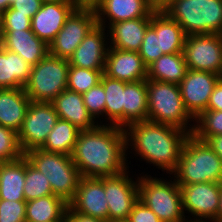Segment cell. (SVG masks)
<instances>
[{
  "mask_svg": "<svg viewBox=\"0 0 222 222\" xmlns=\"http://www.w3.org/2000/svg\"><path fill=\"white\" fill-rule=\"evenodd\" d=\"M126 150L125 130L100 122L94 129L79 132L71 156L81 177L100 178L129 170Z\"/></svg>",
  "mask_w": 222,
  "mask_h": 222,
  "instance_id": "6da1fadb",
  "label": "cell"
},
{
  "mask_svg": "<svg viewBox=\"0 0 222 222\" xmlns=\"http://www.w3.org/2000/svg\"><path fill=\"white\" fill-rule=\"evenodd\" d=\"M124 130L126 149L133 147L140 159L170 175L177 169L184 144L190 136L187 131L148 120L130 124Z\"/></svg>",
  "mask_w": 222,
  "mask_h": 222,
  "instance_id": "7a4b0ae2",
  "label": "cell"
},
{
  "mask_svg": "<svg viewBox=\"0 0 222 222\" xmlns=\"http://www.w3.org/2000/svg\"><path fill=\"white\" fill-rule=\"evenodd\" d=\"M173 174L179 186L201 182L222 183V159L205 141L190 134Z\"/></svg>",
  "mask_w": 222,
  "mask_h": 222,
  "instance_id": "3957f363",
  "label": "cell"
},
{
  "mask_svg": "<svg viewBox=\"0 0 222 222\" xmlns=\"http://www.w3.org/2000/svg\"><path fill=\"white\" fill-rule=\"evenodd\" d=\"M147 120L193 133L195 121L186 110L179 84L147 79ZM192 126V127H190Z\"/></svg>",
  "mask_w": 222,
  "mask_h": 222,
  "instance_id": "277c9868",
  "label": "cell"
},
{
  "mask_svg": "<svg viewBox=\"0 0 222 222\" xmlns=\"http://www.w3.org/2000/svg\"><path fill=\"white\" fill-rule=\"evenodd\" d=\"M164 11L185 34H222V0H174Z\"/></svg>",
  "mask_w": 222,
  "mask_h": 222,
  "instance_id": "5b68a950",
  "label": "cell"
},
{
  "mask_svg": "<svg viewBox=\"0 0 222 222\" xmlns=\"http://www.w3.org/2000/svg\"><path fill=\"white\" fill-rule=\"evenodd\" d=\"M27 160L47 177L52 192L69 203L78 187L81 175L72 156L34 148L24 153Z\"/></svg>",
  "mask_w": 222,
  "mask_h": 222,
  "instance_id": "8992f818",
  "label": "cell"
},
{
  "mask_svg": "<svg viewBox=\"0 0 222 222\" xmlns=\"http://www.w3.org/2000/svg\"><path fill=\"white\" fill-rule=\"evenodd\" d=\"M139 200L151 209L162 222H186L182 196L176 180L144 175L139 177Z\"/></svg>",
  "mask_w": 222,
  "mask_h": 222,
  "instance_id": "52a82bcc",
  "label": "cell"
},
{
  "mask_svg": "<svg viewBox=\"0 0 222 222\" xmlns=\"http://www.w3.org/2000/svg\"><path fill=\"white\" fill-rule=\"evenodd\" d=\"M68 59L55 57L49 53L31 68L30 78L24 86L32 102L51 103L67 89L69 70Z\"/></svg>",
  "mask_w": 222,
  "mask_h": 222,
  "instance_id": "ba28073f",
  "label": "cell"
},
{
  "mask_svg": "<svg viewBox=\"0 0 222 222\" xmlns=\"http://www.w3.org/2000/svg\"><path fill=\"white\" fill-rule=\"evenodd\" d=\"M187 68L222 76V34H194L185 39Z\"/></svg>",
  "mask_w": 222,
  "mask_h": 222,
  "instance_id": "9c48e42d",
  "label": "cell"
},
{
  "mask_svg": "<svg viewBox=\"0 0 222 222\" xmlns=\"http://www.w3.org/2000/svg\"><path fill=\"white\" fill-rule=\"evenodd\" d=\"M58 120L59 116L52 103L31 101L17 133L22 152L40 148Z\"/></svg>",
  "mask_w": 222,
  "mask_h": 222,
  "instance_id": "30bf717a",
  "label": "cell"
},
{
  "mask_svg": "<svg viewBox=\"0 0 222 222\" xmlns=\"http://www.w3.org/2000/svg\"><path fill=\"white\" fill-rule=\"evenodd\" d=\"M129 171L104 177V190L108 203V222L126 221L139 200V176L136 181Z\"/></svg>",
  "mask_w": 222,
  "mask_h": 222,
  "instance_id": "8fae6325",
  "label": "cell"
},
{
  "mask_svg": "<svg viewBox=\"0 0 222 222\" xmlns=\"http://www.w3.org/2000/svg\"><path fill=\"white\" fill-rule=\"evenodd\" d=\"M97 25L95 11L74 10L66 19L64 26L49 44V54L69 59L76 48Z\"/></svg>",
  "mask_w": 222,
  "mask_h": 222,
  "instance_id": "7c38bea8",
  "label": "cell"
},
{
  "mask_svg": "<svg viewBox=\"0 0 222 222\" xmlns=\"http://www.w3.org/2000/svg\"><path fill=\"white\" fill-rule=\"evenodd\" d=\"M183 211L195 217L189 221L214 222L219 208L222 183L201 182L179 186Z\"/></svg>",
  "mask_w": 222,
  "mask_h": 222,
  "instance_id": "4fadbf2b",
  "label": "cell"
},
{
  "mask_svg": "<svg viewBox=\"0 0 222 222\" xmlns=\"http://www.w3.org/2000/svg\"><path fill=\"white\" fill-rule=\"evenodd\" d=\"M221 78L211 72L187 70L179 88L184 106L194 120L206 111L210 95Z\"/></svg>",
  "mask_w": 222,
  "mask_h": 222,
  "instance_id": "5bb4252c",
  "label": "cell"
},
{
  "mask_svg": "<svg viewBox=\"0 0 222 222\" xmlns=\"http://www.w3.org/2000/svg\"><path fill=\"white\" fill-rule=\"evenodd\" d=\"M68 205L75 212L108 222L104 177H81L75 195Z\"/></svg>",
  "mask_w": 222,
  "mask_h": 222,
  "instance_id": "9a60e30c",
  "label": "cell"
},
{
  "mask_svg": "<svg viewBox=\"0 0 222 222\" xmlns=\"http://www.w3.org/2000/svg\"><path fill=\"white\" fill-rule=\"evenodd\" d=\"M105 30V27L96 25L69 57V65L90 70H104L109 48L107 46L109 34L107 35Z\"/></svg>",
  "mask_w": 222,
  "mask_h": 222,
  "instance_id": "2e32d148",
  "label": "cell"
},
{
  "mask_svg": "<svg viewBox=\"0 0 222 222\" xmlns=\"http://www.w3.org/2000/svg\"><path fill=\"white\" fill-rule=\"evenodd\" d=\"M74 10L71 1L43 3L31 19V30L49 46Z\"/></svg>",
  "mask_w": 222,
  "mask_h": 222,
  "instance_id": "e0dca14e",
  "label": "cell"
},
{
  "mask_svg": "<svg viewBox=\"0 0 222 222\" xmlns=\"http://www.w3.org/2000/svg\"><path fill=\"white\" fill-rule=\"evenodd\" d=\"M104 75L125 82L147 80V66L136 51L108 48Z\"/></svg>",
  "mask_w": 222,
  "mask_h": 222,
  "instance_id": "ac0fdd59",
  "label": "cell"
},
{
  "mask_svg": "<svg viewBox=\"0 0 222 222\" xmlns=\"http://www.w3.org/2000/svg\"><path fill=\"white\" fill-rule=\"evenodd\" d=\"M153 10L150 0H104L95 13L97 25L107 28L120 21L147 17Z\"/></svg>",
  "mask_w": 222,
  "mask_h": 222,
  "instance_id": "d6986e66",
  "label": "cell"
},
{
  "mask_svg": "<svg viewBox=\"0 0 222 222\" xmlns=\"http://www.w3.org/2000/svg\"><path fill=\"white\" fill-rule=\"evenodd\" d=\"M155 11L153 10L144 18H135L111 24L108 27L110 30H107V34H110L108 39L111 40L108 46L115 49L138 52L146 29L151 23V16Z\"/></svg>",
  "mask_w": 222,
  "mask_h": 222,
  "instance_id": "ffe728a7",
  "label": "cell"
},
{
  "mask_svg": "<svg viewBox=\"0 0 222 222\" xmlns=\"http://www.w3.org/2000/svg\"><path fill=\"white\" fill-rule=\"evenodd\" d=\"M51 103L59 119L69 121L80 131L91 130L98 125L88 113L81 93L65 89Z\"/></svg>",
  "mask_w": 222,
  "mask_h": 222,
  "instance_id": "44dd1931",
  "label": "cell"
},
{
  "mask_svg": "<svg viewBox=\"0 0 222 222\" xmlns=\"http://www.w3.org/2000/svg\"><path fill=\"white\" fill-rule=\"evenodd\" d=\"M3 32L4 48L17 53L32 66L49 53V46L39 39L31 29Z\"/></svg>",
  "mask_w": 222,
  "mask_h": 222,
  "instance_id": "7402d4cb",
  "label": "cell"
},
{
  "mask_svg": "<svg viewBox=\"0 0 222 222\" xmlns=\"http://www.w3.org/2000/svg\"><path fill=\"white\" fill-rule=\"evenodd\" d=\"M30 102L24 88L0 89V125L18 133Z\"/></svg>",
  "mask_w": 222,
  "mask_h": 222,
  "instance_id": "603a6c76",
  "label": "cell"
},
{
  "mask_svg": "<svg viewBox=\"0 0 222 222\" xmlns=\"http://www.w3.org/2000/svg\"><path fill=\"white\" fill-rule=\"evenodd\" d=\"M150 26L159 36L160 50L163 54L183 52L187 35L182 27L164 11L156 10L152 14Z\"/></svg>",
  "mask_w": 222,
  "mask_h": 222,
  "instance_id": "cb8c5ba5",
  "label": "cell"
},
{
  "mask_svg": "<svg viewBox=\"0 0 222 222\" xmlns=\"http://www.w3.org/2000/svg\"><path fill=\"white\" fill-rule=\"evenodd\" d=\"M32 65L17 53L5 48L0 51V89L24 88Z\"/></svg>",
  "mask_w": 222,
  "mask_h": 222,
  "instance_id": "d4e9b609",
  "label": "cell"
},
{
  "mask_svg": "<svg viewBox=\"0 0 222 222\" xmlns=\"http://www.w3.org/2000/svg\"><path fill=\"white\" fill-rule=\"evenodd\" d=\"M25 156L9 162H0V199L25 201Z\"/></svg>",
  "mask_w": 222,
  "mask_h": 222,
  "instance_id": "484cf974",
  "label": "cell"
},
{
  "mask_svg": "<svg viewBox=\"0 0 222 222\" xmlns=\"http://www.w3.org/2000/svg\"><path fill=\"white\" fill-rule=\"evenodd\" d=\"M147 80L128 82L124 88L123 129L147 120Z\"/></svg>",
  "mask_w": 222,
  "mask_h": 222,
  "instance_id": "4316f807",
  "label": "cell"
},
{
  "mask_svg": "<svg viewBox=\"0 0 222 222\" xmlns=\"http://www.w3.org/2000/svg\"><path fill=\"white\" fill-rule=\"evenodd\" d=\"M68 203L55 195L26 202V222H59L67 216Z\"/></svg>",
  "mask_w": 222,
  "mask_h": 222,
  "instance_id": "83f0119b",
  "label": "cell"
},
{
  "mask_svg": "<svg viewBox=\"0 0 222 222\" xmlns=\"http://www.w3.org/2000/svg\"><path fill=\"white\" fill-rule=\"evenodd\" d=\"M187 70L183 52L164 54L147 67V79L180 84Z\"/></svg>",
  "mask_w": 222,
  "mask_h": 222,
  "instance_id": "f1b7e54d",
  "label": "cell"
},
{
  "mask_svg": "<svg viewBox=\"0 0 222 222\" xmlns=\"http://www.w3.org/2000/svg\"><path fill=\"white\" fill-rule=\"evenodd\" d=\"M104 87L106 121H110L111 126H117L123 129V105H124V88L128 82L112 79L102 75L100 81Z\"/></svg>",
  "mask_w": 222,
  "mask_h": 222,
  "instance_id": "f546056e",
  "label": "cell"
},
{
  "mask_svg": "<svg viewBox=\"0 0 222 222\" xmlns=\"http://www.w3.org/2000/svg\"><path fill=\"white\" fill-rule=\"evenodd\" d=\"M79 132L80 130L69 121L59 119L40 149L46 152L71 156Z\"/></svg>",
  "mask_w": 222,
  "mask_h": 222,
  "instance_id": "4dcf8cb0",
  "label": "cell"
},
{
  "mask_svg": "<svg viewBox=\"0 0 222 222\" xmlns=\"http://www.w3.org/2000/svg\"><path fill=\"white\" fill-rule=\"evenodd\" d=\"M25 201L38 199L40 197L54 195L51 185L37 168H35L25 157V184H24Z\"/></svg>",
  "mask_w": 222,
  "mask_h": 222,
  "instance_id": "1f68e13d",
  "label": "cell"
},
{
  "mask_svg": "<svg viewBox=\"0 0 222 222\" xmlns=\"http://www.w3.org/2000/svg\"><path fill=\"white\" fill-rule=\"evenodd\" d=\"M103 72L104 70H90L70 65L67 89L83 94L101 81Z\"/></svg>",
  "mask_w": 222,
  "mask_h": 222,
  "instance_id": "d6a6232c",
  "label": "cell"
},
{
  "mask_svg": "<svg viewBox=\"0 0 222 222\" xmlns=\"http://www.w3.org/2000/svg\"><path fill=\"white\" fill-rule=\"evenodd\" d=\"M193 135L205 141L210 136L222 135V111L206 110L195 119Z\"/></svg>",
  "mask_w": 222,
  "mask_h": 222,
  "instance_id": "836d02e7",
  "label": "cell"
},
{
  "mask_svg": "<svg viewBox=\"0 0 222 222\" xmlns=\"http://www.w3.org/2000/svg\"><path fill=\"white\" fill-rule=\"evenodd\" d=\"M23 155L18 142V134L0 125V162L17 160Z\"/></svg>",
  "mask_w": 222,
  "mask_h": 222,
  "instance_id": "e575fe53",
  "label": "cell"
},
{
  "mask_svg": "<svg viewBox=\"0 0 222 222\" xmlns=\"http://www.w3.org/2000/svg\"><path fill=\"white\" fill-rule=\"evenodd\" d=\"M138 53L147 67L160 56L164 55L162 50H160L159 36L156 35V31L150 25L146 29Z\"/></svg>",
  "mask_w": 222,
  "mask_h": 222,
  "instance_id": "d590c367",
  "label": "cell"
},
{
  "mask_svg": "<svg viewBox=\"0 0 222 222\" xmlns=\"http://www.w3.org/2000/svg\"><path fill=\"white\" fill-rule=\"evenodd\" d=\"M84 105L88 113L94 120L104 115L105 110V92L101 82L83 93ZM100 114V115H99Z\"/></svg>",
  "mask_w": 222,
  "mask_h": 222,
  "instance_id": "8d00e7d4",
  "label": "cell"
},
{
  "mask_svg": "<svg viewBox=\"0 0 222 222\" xmlns=\"http://www.w3.org/2000/svg\"><path fill=\"white\" fill-rule=\"evenodd\" d=\"M26 201L0 199V222H26Z\"/></svg>",
  "mask_w": 222,
  "mask_h": 222,
  "instance_id": "74e56055",
  "label": "cell"
},
{
  "mask_svg": "<svg viewBox=\"0 0 222 222\" xmlns=\"http://www.w3.org/2000/svg\"><path fill=\"white\" fill-rule=\"evenodd\" d=\"M0 24L3 31H19L30 30L31 19L22 13H17V10L8 8L0 16Z\"/></svg>",
  "mask_w": 222,
  "mask_h": 222,
  "instance_id": "f35d334b",
  "label": "cell"
},
{
  "mask_svg": "<svg viewBox=\"0 0 222 222\" xmlns=\"http://www.w3.org/2000/svg\"><path fill=\"white\" fill-rule=\"evenodd\" d=\"M127 222H162L158 216L140 200L134 205Z\"/></svg>",
  "mask_w": 222,
  "mask_h": 222,
  "instance_id": "ab89813d",
  "label": "cell"
},
{
  "mask_svg": "<svg viewBox=\"0 0 222 222\" xmlns=\"http://www.w3.org/2000/svg\"><path fill=\"white\" fill-rule=\"evenodd\" d=\"M43 2L41 0H15L10 8L17 10V13L27 15L30 19L39 11Z\"/></svg>",
  "mask_w": 222,
  "mask_h": 222,
  "instance_id": "60d3db41",
  "label": "cell"
},
{
  "mask_svg": "<svg viewBox=\"0 0 222 222\" xmlns=\"http://www.w3.org/2000/svg\"><path fill=\"white\" fill-rule=\"evenodd\" d=\"M206 110L222 111V78L215 85Z\"/></svg>",
  "mask_w": 222,
  "mask_h": 222,
  "instance_id": "b9f144b4",
  "label": "cell"
},
{
  "mask_svg": "<svg viewBox=\"0 0 222 222\" xmlns=\"http://www.w3.org/2000/svg\"><path fill=\"white\" fill-rule=\"evenodd\" d=\"M104 0H71L75 10L97 11Z\"/></svg>",
  "mask_w": 222,
  "mask_h": 222,
  "instance_id": "7bdbcfd3",
  "label": "cell"
},
{
  "mask_svg": "<svg viewBox=\"0 0 222 222\" xmlns=\"http://www.w3.org/2000/svg\"><path fill=\"white\" fill-rule=\"evenodd\" d=\"M66 219H67V222H104L101 219H98L89 215H85L79 212H75L69 206L67 210Z\"/></svg>",
  "mask_w": 222,
  "mask_h": 222,
  "instance_id": "ee69618b",
  "label": "cell"
},
{
  "mask_svg": "<svg viewBox=\"0 0 222 222\" xmlns=\"http://www.w3.org/2000/svg\"><path fill=\"white\" fill-rule=\"evenodd\" d=\"M205 142L222 159V135L210 136Z\"/></svg>",
  "mask_w": 222,
  "mask_h": 222,
  "instance_id": "f6af8a7d",
  "label": "cell"
},
{
  "mask_svg": "<svg viewBox=\"0 0 222 222\" xmlns=\"http://www.w3.org/2000/svg\"><path fill=\"white\" fill-rule=\"evenodd\" d=\"M172 1L174 0H150L154 10H163Z\"/></svg>",
  "mask_w": 222,
  "mask_h": 222,
  "instance_id": "bcb514c9",
  "label": "cell"
},
{
  "mask_svg": "<svg viewBox=\"0 0 222 222\" xmlns=\"http://www.w3.org/2000/svg\"><path fill=\"white\" fill-rule=\"evenodd\" d=\"M214 222H222V187L219 196V208Z\"/></svg>",
  "mask_w": 222,
  "mask_h": 222,
  "instance_id": "7dc6e473",
  "label": "cell"
},
{
  "mask_svg": "<svg viewBox=\"0 0 222 222\" xmlns=\"http://www.w3.org/2000/svg\"><path fill=\"white\" fill-rule=\"evenodd\" d=\"M8 9V0H0V16Z\"/></svg>",
  "mask_w": 222,
  "mask_h": 222,
  "instance_id": "c3c4849f",
  "label": "cell"
},
{
  "mask_svg": "<svg viewBox=\"0 0 222 222\" xmlns=\"http://www.w3.org/2000/svg\"><path fill=\"white\" fill-rule=\"evenodd\" d=\"M4 48V32L0 24V51Z\"/></svg>",
  "mask_w": 222,
  "mask_h": 222,
  "instance_id": "681fc988",
  "label": "cell"
},
{
  "mask_svg": "<svg viewBox=\"0 0 222 222\" xmlns=\"http://www.w3.org/2000/svg\"><path fill=\"white\" fill-rule=\"evenodd\" d=\"M43 3H48V2H64V1H71V0H41Z\"/></svg>",
  "mask_w": 222,
  "mask_h": 222,
  "instance_id": "f907efd6",
  "label": "cell"
},
{
  "mask_svg": "<svg viewBox=\"0 0 222 222\" xmlns=\"http://www.w3.org/2000/svg\"><path fill=\"white\" fill-rule=\"evenodd\" d=\"M15 0H8V8H10L11 4L14 2Z\"/></svg>",
  "mask_w": 222,
  "mask_h": 222,
  "instance_id": "816d5d0a",
  "label": "cell"
},
{
  "mask_svg": "<svg viewBox=\"0 0 222 222\" xmlns=\"http://www.w3.org/2000/svg\"><path fill=\"white\" fill-rule=\"evenodd\" d=\"M59 222H67V219L65 218L63 221H59Z\"/></svg>",
  "mask_w": 222,
  "mask_h": 222,
  "instance_id": "f5cc1de1",
  "label": "cell"
},
{
  "mask_svg": "<svg viewBox=\"0 0 222 222\" xmlns=\"http://www.w3.org/2000/svg\"><path fill=\"white\" fill-rule=\"evenodd\" d=\"M111 222H127V221H111Z\"/></svg>",
  "mask_w": 222,
  "mask_h": 222,
  "instance_id": "db71d44e",
  "label": "cell"
}]
</instances>
